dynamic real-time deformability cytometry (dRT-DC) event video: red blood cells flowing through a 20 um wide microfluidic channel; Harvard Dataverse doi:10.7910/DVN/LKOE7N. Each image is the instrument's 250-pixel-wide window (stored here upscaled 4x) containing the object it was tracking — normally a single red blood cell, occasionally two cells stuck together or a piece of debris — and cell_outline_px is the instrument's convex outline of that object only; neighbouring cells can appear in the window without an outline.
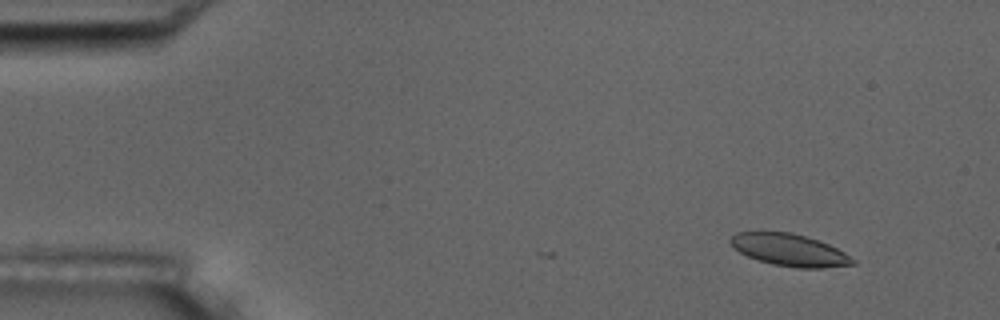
{"species": "common noctule bat (a hibernating species)", "species_latin": "Nyctalus noctula", "temperature_condition": "room temperature", "stored_images_in_passage": 2, "camera_frame_rate_fps": 3000, "um_per_image_px": 0.085, "animal": {"sex": "male", "body_mass_g": 17.5, "forearm_length_mm": 52.3}, "frame": {"image": 1, "passage_image": 2, "time_ms": 1.0, "image_size_px": [1000, 320], "cell_outline_px": [[856, 264], [820, 268], [796, 268], [772, 264], [748, 256], [740, 252], [728, 240], [736, 232], [788, 232], [804, 236], [828, 244], [844, 252], [856, 260]], "centroid_in_image_um": [67.12, 21.26], "position_along_channel_um": 17.9, "area_um2": 22.54}}